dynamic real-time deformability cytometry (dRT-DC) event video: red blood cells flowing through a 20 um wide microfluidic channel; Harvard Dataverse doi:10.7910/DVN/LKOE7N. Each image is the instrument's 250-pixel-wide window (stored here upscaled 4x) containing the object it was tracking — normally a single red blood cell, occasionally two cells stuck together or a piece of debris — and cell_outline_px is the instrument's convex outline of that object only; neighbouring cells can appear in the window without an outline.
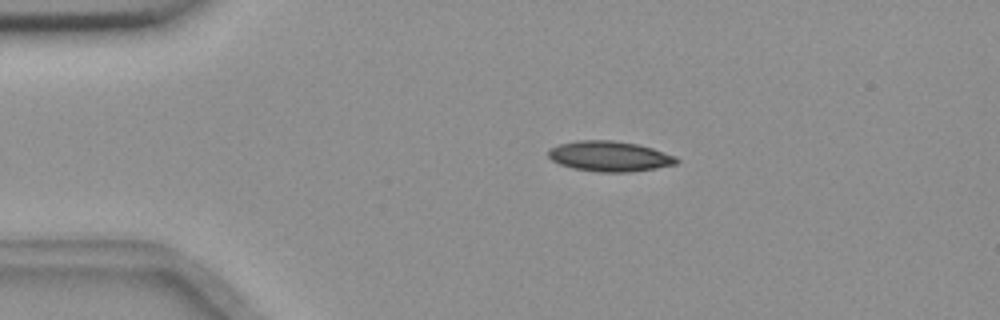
{"species": "common noctule bat (a hibernating species)", "species_latin": "Nyctalus noctula", "temperature_condition": "room temperature", "stored_images_in_passage": 4, "camera_frame_rate_fps": 3000, "um_per_image_px": 0.085, "animal": {"sex": "female", "body_mass_g": 18.4}, "frame": {"image": 1, "passage_image": 2, "time_ms": 0.333, "image_size_px": [1000, 320], "cell_outline_px": [[680, 160], [676, 164], [656, 168], [628, 172], [600, 172], [572, 168], [560, 164], [552, 160], [548, 156], [548, 148], [560, 144], [576, 140], [612, 140], [636, 144], [652, 148], [676, 156]], "centroid_in_image_um": [51.8, 13.28], "position_along_channel_um": 33.2, "area_um2": 22.66}}
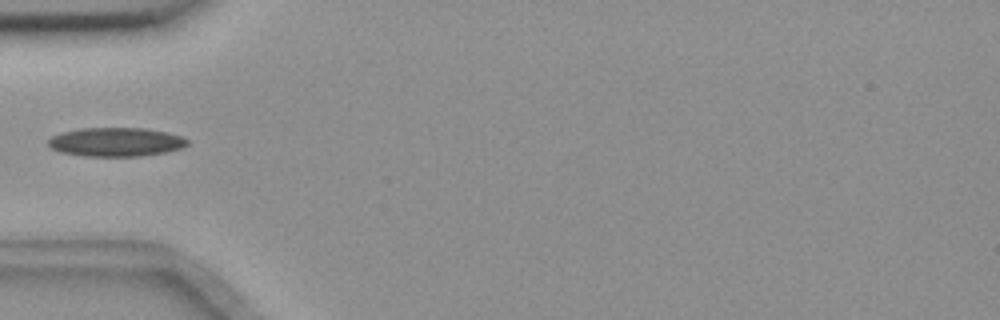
{"frame": {"image": 2, "passage_image": 4, "time_ms": 1.0, "image_size_px": [1000, 320], "cell_outline_px": [[188, 144], [180, 148], [164, 152], [140, 156], [84, 156], [60, 152], [52, 148], [48, 144], [48, 140], [52, 136], [60, 132], [80, 128], [144, 128], [164, 132], [180, 136], [188, 140]], "centroid_in_image_um": [9.8, 12.06], "position_along_channel_um": 75.2, "area_um2": 23.24}}